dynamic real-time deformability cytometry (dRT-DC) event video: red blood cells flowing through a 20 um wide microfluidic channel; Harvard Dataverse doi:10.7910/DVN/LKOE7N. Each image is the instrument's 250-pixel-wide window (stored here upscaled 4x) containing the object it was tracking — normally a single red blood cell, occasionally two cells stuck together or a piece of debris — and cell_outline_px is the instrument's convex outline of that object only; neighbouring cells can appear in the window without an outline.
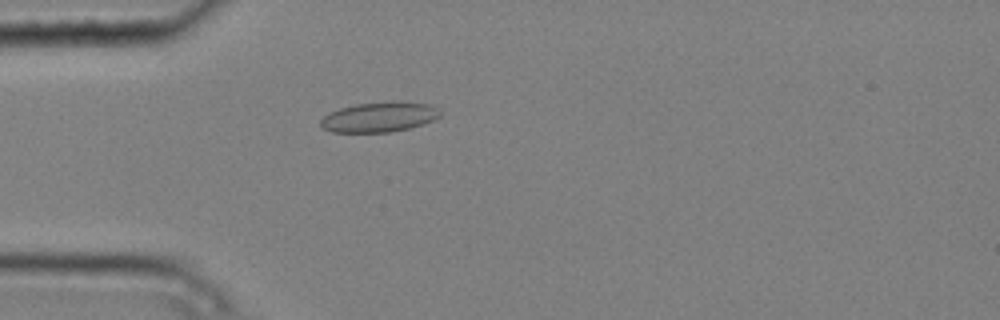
{"species": "common noctule bat (a hibernating species)", "species_latin": "Nyctalus noctula", "temperature_condition": "cold", "stored_images_in_passage": 4, "camera_frame_rate_fps": 3000, "um_per_image_px": 0.085, "animal": {"sex": "male", "body_mass_g": 20.4}, "frame": {"image": 1, "passage_image": 4, "time_ms": 1.0, "image_size_px": [1000, 320], "cell_outline_px": [[444, 112], [440, 116], [432, 120], [408, 128], [392, 132], [332, 132], [324, 128], [320, 124], [320, 120], [324, 116], [340, 108], [356, 104], [392, 100], [432, 104], [440, 108]], "centroid_in_image_um": [32.3, 9.92], "position_along_channel_um": 52.7, "area_um2": 21.1}}